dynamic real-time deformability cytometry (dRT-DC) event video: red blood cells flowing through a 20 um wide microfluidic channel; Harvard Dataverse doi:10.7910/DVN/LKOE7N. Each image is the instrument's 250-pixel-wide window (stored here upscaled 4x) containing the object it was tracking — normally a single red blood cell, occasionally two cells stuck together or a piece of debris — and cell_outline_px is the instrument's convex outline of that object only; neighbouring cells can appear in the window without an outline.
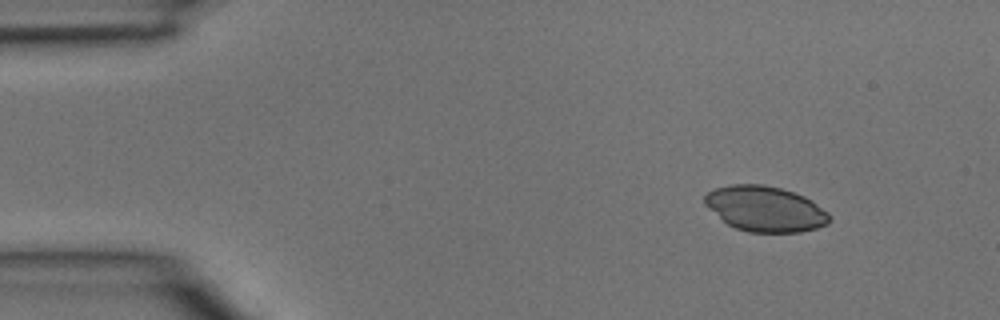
{"species": "common noctule bat (a hibernating species)", "species_latin": "Nyctalus noctula", "temperature_condition": "room temperature", "stored_images_in_passage": 4, "camera_frame_rate_fps": 3000, "um_per_image_px": 0.085, "animal": {"sex": "male", "body_mass_g": 15.6}, "frame": {"image": 1, "passage_image": 1, "time_ms": 0.0, "image_size_px": [1000, 320], "cell_outline_px": [[828, 224], [816, 228], [800, 232], [748, 232], [736, 228], [728, 224], [704, 204], [704, 196], [708, 192], [716, 188], [732, 184], [764, 184], [780, 188], [804, 196], [812, 200], [828, 212]], "centroid_in_image_um": [65.04, 17.75], "position_along_channel_um": 20.0, "area_um2": 32.77}}